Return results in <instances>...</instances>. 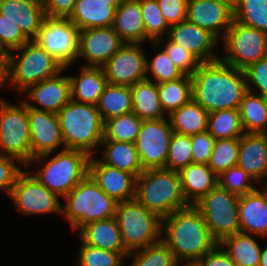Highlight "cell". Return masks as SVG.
I'll list each match as a JSON object with an SVG mask.
<instances>
[{"mask_svg": "<svg viewBox=\"0 0 267 266\" xmlns=\"http://www.w3.org/2000/svg\"><path fill=\"white\" fill-rule=\"evenodd\" d=\"M29 128L31 136L32 160L47 161L51 153L60 146L65 149L59 119L56 113L29 108ZM48 158V159H46ZM46 159V160H45Z\"/></svg>", "mask_w": 267, "mask_h": 266, "instance_id": "cell-16", "label": "cell"}, {"mask_svg": "<svg viewBox=\"0 0 267 266\" xmlns=\"http://www.w3.org/2000/svg\"><path fill=\"white\" fill-rule=\"evenodd\" d=\"M191 78L192 97L208 113L239 109L248 91L244 71L221 59L200 63Z\"/></svg>", "mask_w": 267, "mask_h": 266, "instance_id": "cell-1", "label": "cell"}, {"mask_svg": "<svg viewBox=\"0 0 267 266\" xmlns=\"http://www.w3.org/2000/svg\"><path fill=\"white\" fill-rule=\"evenodd\" d=\"M207 131L217 139L241 137L245 132L239 109H223L208 113Z\"/></svg>", "mask_w": 267, "mask_h": 266, "instance_id": "cell-37", "label": "cell"}, {"mask_svg": "<svg viewBox=\"0 0 267 266\" xmlns=\"http://www.w3.org/2000/svg\"><path fill=\"white\" fill-rule=\"evenodd\" d=\"M96 107L103 122L132 112L131 87L107 83Z\"/></svg>", "mask_w": 267, "mask_h": 266, "instance_id": "cell-33", "label": "cell"}, {"mask_svg": "<svg viewBox=\"0 0 267 266\" xmlns=\"http://www.w3.org/2000/svg\"><path fill=\"white\" fill-rule=\"evenodd\" d=\"M135 199L161 219L189 206L179 171L166 168L144 170L136 178Z\"/></svg>", "mask_w": 267, "mask_h": 266, "instance_id": "cell-3", "label": "cell"}, {"mask_svg": "<svg viewBox=\"0 0 267 266\" xmlns=\"http://www.w3.org/2000/svg\"><path fill=\"white\" fill-rule=\"evenodd\" d=\"M226 5H228L233 10L237 7L239 0H218Z\"/></svg>", "mask_w": 267, "mask_h": 266, "instance_id": "cell-57", "label": "cell"}, {"mask_svg": "<svg viewBox=\"0 0 267 266\" xmlns=\"http://www.w3.org/2000/svg\"><path fill=\"white\" fill-rule=\"evenodd\" d=\"M146 60L141 43H124L103 66L107 82L131 87L145 80Z\"/></svg>", "mask_w": 267, "mask_h": 266, "instance_id": "cell-15", "label": "cell"}, {"mask_svg": "<svg viewBox=\"0 0 267 266\" xmlns=\"http://www.w3.org/2000/svg\"><path fill=\"white\" fill-rule=\"evenodd\" d=\"M133 99L132 111L142 120L165 118L159 95L158 84L150 78L131 86Z\"/></svg>", "mask_w": 267, "mask_h": 266, "instance_id": "cell-32", "label": "cell"}, {"mask_svg": "<svg viewBox=\"0 0 267 266\" xmlns=\"http://www.w3.org/2000/svg\"><path fill=\"white\" fill-rule=\"evenodd\" d=\"M241 124L245 133L267 132V98L247 91L239 106Z\"/></svg>", "mask_w": 267, "mask_h": 266, "instance_id": "cell-34", "label": "cell"}, {"mask_svg": "<svg viewBox=\"0 0 267 266\" xmlns=\"http://www.w3.org/2000/svg\"><path fill=\"white\" fill-rule=\"evenodd\" d=\"M89 174L99 187L117 202L135 198L136 177L133 174L110 167L94 155L89 159Z\"/></svg>", "mask_w": 267, "mask_h": 266, "instance_id": "cell-21", "label": "cell"}, {"mask_svg": "<svg viewBox=\"0 0 267 266\" xmlns=\"http://www.w3.org/2000/svg\"><path fill=\"white\" fill-rule=\"evenodd\" d=\"M129 258L133 259L130 266H179L174 253L160 240L136 252L129 253Z\"/></svg>", "mask_w": 267, "mask_h": 266, "instance_id": "cell-40", "label": "cell"}, {"mask_svg": "<svg viewBox=\"0 0 267 266\" xmlns=\"http://www.w3.org/2000/svg\"><path fill=\"white\" fill-rule=\"evenodd\" d=\"M71 84V99L96 105L100 95L107 85L103 67H81L79 76H69Z\"/></svg>", "mask_w": 267, "mask_h": 266, "instance_id": "cell-29", "label": "cell"}, {"mask_svg": "<svg viewBox=\"0 0 267 266\" xmlns=\"http://www.w3.org/2000/svg\"><path fill=\"white\" fill-rule=\"evenodd\" d=\"M167 117L175 133L192 136L207 131L208 112L193 98Z\"/></svg>", "mask_w": 267, "mask_h": 266, "instance_id": "cell-31", "label": "cell"}, {"mask_svg": "<svg viewBox=\"0 0 267 266\" xmlns=\"http://www.w3.org/2000/svg\"><path fill=\"white\" fill-rule=\"evenodd\" d=\"M8 53L0 46V88L7 82Z\"/></svg>", "mask_w": 267, "mask_h": 266, "instance_id": "cell-55", "label": "cell"}, {"mask_svg": "<svg viewBox=\"0 0 267 266\" xmlns=\"http://www.w3.org/2000/svg\"><path fill=\"white\" fill-rule=\"evenodd\" d=\"M115 217L123 246L128 253L161 240L162 219L156 213L147 210L135 198L118 202Z\"/></svg>", "mask_w": 267, "mask_h": 266, "instance_id": "cell-7", "label": "cell"}, {"mask_svg": "<svg viewBox=\"0 0 267 266\" xmlns=\"http://www.w3.org/2000/svg\"><path fill=\"white\" fill-rule=\"evenodd\" d=\"M240 149V137L215 140L208 166L219 176L223 171L236 166Z\"/></svg>", "mask_w": 267, "mask_h": 266, "instance_id": "cell-39", "label": "cell"}, {"mask_svg": "<svg viewBox=\"0 0 267 266\" xmlns=\"http://www.w3.org/2000/svg\"><path fill=\"white\" fill-rule=\"evenodd\" d=\"M63 199L62 215L67 218L71 229L79 231L83 226L115 217L118 202L108 196L88 173Z\"/></svg>", "mask_w": 267, "mask_h": 266, "instance_id": "cell-5", "label": "cell"}, {"mask_svg": "<svg viewBox=\"0 0 267 266\" xmlns=\"http://www.w3.org/2000/svg\"><path fill=\"white\" fill-rule=\"evenodd\" d=\"M112 27L124 43H142L146 41L140 0H122L116 9Z\"/></svg>", "mask_w": 267, "mask_h": 266, "instance_id": "cell-26", "label": "cell"}, {"mask_svg": "<svg viewBox=\"0 0 267 266\" xmlns=\"http://www.w3.org/2000/svg\"><path fill=\"white\" fill-rule=\"evenodd\" d=\"M237 166L259 184L267 176V138L265 134L244 133L240 137Z\"/></svg>", "mask_w": 267, "mask_h": 266, "instance_id": "cell-24", "label": "cell"}, {"mask_svg": "<svg viewBox=\"0 0 267 266\" xmlns=\"http://www.w3.org/2000/svg\"><path fill=\"white\" fill-rule=\"evenodd\" d=\"M89 159L84 151L64 149L44 162L34 176L48 190L64 198L89 173Z\"/></svg>", "mask_w": 267, "mask_h": 266, "instance_id": "cell-8", "label": "cell"}, {"mask_svg": "<svg viewBox=\"0 0 267 266\" xmlns=\"http://www.w3.org/2000/svg\"><path fill=\"white\" fill-rule=\"evenodd\" d=\"M101 2H111L116 8L121 4L122 0H97Z\"/></svg>", "mask_w": 267, "mask_h": 266, "instance_id": "cell-58", "label": "cell"}, {"mask_svg": "<svg viewBox=\"0 0 267 266\" xmlns=\"http://www.w3.org/2000/svg\"><path fill=\"white\" fill-rule=\"evenodd\" d=\"M161 234L179 263H195L218 244L194 205L162 218Z\"/></svg>", "mask_w": 267, "mask_h": 266, "instance_id": "cell-2", "label": "cell"}, {"mask_svg": "<svg viewBox=\"0 0 267 266\" xmlns=\"http://www.w3.org/2000/svg\"><path fill=\"white\" fill-rule=\"evenodd\" d=\"M252 181L256 184L253 178L237 165L223 171L218 176V185L238 196L256 189L255 186L251 185Z\"/></svg>", "mask_w": 267, "mask_h": 266, "instance_id": "cell-47", "label": "cell"}, {"mask_svg": "<svg viewBox=\"0 0 267 266\" xmlns=\"http://www.w3.org/2000/svg\"><path fill=\"white\" fill-rule=\"evenodd\" d=\"M9 198L20 213L27 215L62 213L59 196L44 185L27 170L16 179Z\"/></svg>", "mask_w": 267, "mask_h": 266, "instance_id": "cell-14", "label": "cell"}, {"mask_svg": "<svg viewBox=\"0 0 267 266\" xmlns=\"http://www.w3.org/2000/svg\"><path fill=\"white\" fill-rule=\"evenodd\" d=\"M246 77L247 90L267 98V55L243 70ZM253 84V85H252ZM253 86H255L253 88Z\"/></svg>", "mask_w": 267, "mask_h": 266, "instance_id": "cell-48", "label": "cell"}, {"mask_svg": "<svg viewBox=\"0 0 267 266\" xmlns=\"http://www.w3.org/2000/svg\"><path fill=\"white\" fill-rule=\"evenodd\" d=\"M0 14L16 23L29 40L37 37L46 17L42 0H0Z\"/></svg>", "mask_w": 267, "mask_h": 266, "instance_id": "cell-22", "label": "cell"}, {"mask_svg": "<svg viewBox=\"0 0 267 266\" xmlns=\"http://www.w3.org/2000/svg\"><path fill=\"white\" fill-rule=\"evenodd\" d=\"M123 44L113 27L80 30L77 58H85V67H103Z\"/></svg>", "mask_w": 267, "mask_h": 266, "instance_id": "cell-17", "label": "cell"}, {"mask_svg": "<svg viewBox=\"0 0 267 266\" xmlns=\"http://www.w3.org/2000/svg\"><path fill=\"white\" fill-rule=\"evenodd\" d=\"M140 10L145 25L146 40L153 43L168 35L170 27L161 13L157 0H140Z\"/></svg>", "mask_w": 267, "mask_h": 266, "instance_id": "cell-42", "label": "cell"}, {"mask_svg": "<svg viewBox=\"0 0 267 266\" xmlns=\"http://www.w3.org/2000/svg\"><path fill=\"white\" fill-rule=\"evenodd\" d=\"M128 254V252H115L93 247L81 241L78 266H123L122 262Z\"/></svg>", "mask_w": 267, "mask_h": 266, "instance_id": "cell-43", "label": "cell"}, {"mask_svg": "<svg viewBox=\"0 0 267 266\" xmlns=\"http://www.w3.org/2000/svg\"><path fill=\"white\" fill-rule=\"evenodd\" d=\"M57 116L65 149L81 150L92 156L93 149L104 138V122L96 105L71 99Z\"/></svg>", "mask_w": 267, "mask_h": 266, "instance_id": "cell-4", "label": "cell"}, {"mask_svg": "<svg viewBox=\"0 0 267 266\" xmlns=\"http://www.w3.org/2000/svg\"><path fill=\"white\" fill-rule=\"evenodd\" d=\"M116 9L111 2L77 0L68 19L80 30L112 27Z\"/></svg>", "mask_w": 267, "mask_h": 266, "instance_id": "cell-27", "label": "cell"}, {"mask_svg": "<svg viewBox=\"0 0 267 266\" xmlns=\"http://www.w3.org/2000/svg\"><path fill=\"white\" fill-rule=\"evenodd\" d=\"M194 206L200 211L218 243L240 232L238 195L217 185Z\"/></svg>", "mask_w": 267, "mask_h": 266, "instance_id": "cell-10", "label": "cell"}, {"mask_svg": "<svg viewBox=\"0 0 267 266\" xmlns=\"http://www.w3.org/2000/svg\"><path fill=\"white\" fill-rule=\"evenodd\" d=\"M28 41L29 39L16 23L8 19H1L0 14V46L7 53L21 47Z\"/></svg>", "mask_w": 267, "mask_h": 266, "instance_id": "cell-49", "label": "cell"}, {"mask_svg": "<svg viewBox=\"0 0 267 266\" xmlns=\"http://www.w3.org/2000/svg\"><path fill=\"white\" fill-rule=\"evenodd\" d=\"M85 244L115 252H127L123 246L116 217L101 219L83 226L78 231Z\"/></svg>", "mask_w": 267, "mask_h": 266, "instance_id": "cell-28", "label": "cell"}, {"mask_svg": "<svg viewBox=\"0 0 267 266\" xmlns=\"http://www.w3.org/2000/svg\"><path fill=\"white\" fill-rule=\"evenodd\" d=\"M234 21L267 32V0H239Z\"/></svg>", "mask_w": 267, "mask_h": 266, "instance_id": "cell-41", "label": "cell"}, {"mask_svg": "<svg viewBox=\"0 0 267 266\" xmlns=\"http://www.w3.org/2000/svg\"><path fill=\"white\" fill-rule=\"evenodd\" d=\"M267 182V181H266ZM264 183L265 185H263L262 190L265 192L266 196H267V183Z\"/></svg>", "mask_w": 267, "mask_h": 266, "instance_id": "cell-60", "label": "cell"}, {"mask_svg": "<svg viewBox=\"0 0 267 266\" xmlns=\"http://www.w3.org/2000/svg\"><path fill=\"white\" fill-rule=\"evenodd\" d=\"M146 61V78H149L148 74L151 73L153 82L157 84L177 80L184 75L164 50H160L151 60L147 58Z\"/></svg>", "mask_w": 267, "mask_h": 266, "instance_id": "cell-46", "label": "cell"}, {"mask_svg": "<svg viewBox=\"0 0 267 266\" xmlns=\"http://www.w3.org/2000/svg\"><path fill=\"white\" fill-rule=\"evenodd\" d=\"M165 118L143 120L134 142L143 170L165 168L168 147L173 134Z\"/></svg>", "mask_w": 267, "mask_h": 266, "instance_id": "cell-13", "label": "cell"}, {"mask_svg": "<svg viewBox=\"0 0 267 266\" xmlns=\"http://www.w3.org/2000/svg\"><path fill=\"white\" fill-rule=\"evenodd\" d=\"M215 139L204 131L191 136L193 163L208 164L213 151Z\"/></svg>", "mask_w": 267, "mask_h": 266, "instance_id": "cell-50", "label": "cell"}, {"mask_svg": "<svg viewBox=\"0 0 267 266\" xmlns=\"http://www.w3.org/2000/svg\"><path fill=\"white\" fill-rule=\"evenodd\" d=\"M251 236L239 232L219 242L236 266H259L262 248Z\"/></svg>", "mask_w": 267, "mask_h": 266, "instance_id": "cell-35", "label": "cell"}, {"mask_svg": "<svg viewBox=\"0 0 267 266\" xmlns=\"http://www.w3.org/2000/svg\"><path fill=\"white\" fill-rule=\"evenodd\" d=\"M14 161L18 159L0 153V190L3 189L8 195L12 191L17 177L23 171Z\"/></svg>", "mask_w": 267, "mask_h": 266, "instance_id": "cell-51", "label": "cell"}, {"mask_svg": "<svg viewBox=\"0 0 267 266\" xmlns=\"http://www.w3.org/2000/svg\"><path fill=\"white\" fill-rule=\"evenodd\" d=\"M223 39L227 53L220 59L237 69L244 70L267 55V32L233 21Z\"/></svg>", "mask_w": 267, "mask_h": 266, "instance_id": "cell-11", "label": "cell"}, {"mask_svg": "<svg viewBox=\"0 0 267 266\" xmlns=\"http://www.w3.org/2000/svg\"><path fill=\"white\" fill-rule=\"evenodd\" d=\"M190 163H193L191 136L173 132L168 147L165 168L180 171Z\"/></svg>", "mask_w": 267, "mask_h": 266, "instance_id": "cell-44", "label": "cell"}, {"mask_svg": "<svg viewBox=\"0 0 267 266\" xmlns=\"http://www.w3.org/2000/svg\"><path fill=\"white\" fill-rule=\"evenodd\" d=\"M16 51V53H15ZM8 53L7 84L24 93L30 86L56 76L64 67L34 40Z\"/></svg>", "mask_w": 267, "mask_h": 266, "instance_id": "cell-6", "label": "cell"}, {"mask_svg": "<svg viewBox=\"0 0 267 266\" xmlns=\"http://www.w3.org/2000/svg\"><path fill=\"white\" fill-rule=\"evenodd\" d=\"M80 29L68 18L45 17L34 39L65 69L77 59Z\"/></svg>", "mask_w": 267, "mask_h": 266, "instance_id": "cell-12", "label": "cell"}, {"mask_svg": "<svg viewBox=\"0 0 267 266\" xmlns=\"http://www.w3.org/2000/svg\"><path fill=\"white\" fill-rule=\"evenodd\" d=\"M181 266H199V265L195 262V263H183Z\"/></svg>", "mask_w": 267, "mask_h": 266, "instance_id": "cell-59", "label": "cell"}, {"mask_svg": "<svg viewBox=\"0 0 267 266\" xmlns=\"http://www.w3.org/2000/svg\"><path fill=\"white\" fill-rule=\"evenodd\" d=\"M167 37L193 54L201 63L220 59L212 51L220 40L210 31L187 19L169 28Z\"/></svg>", "mask_w": 267, "mask_h": 266, "instance_id": "cell-18", "label": "cell"}, {"mask_svg": "<svg viewBox=\"0 0 267 266\" xmlns=\"http://www.w3.org/2000/svg\"><path fill=\"white\" fill-rule=\"evenodd\" d=\"M196 263L199 266H236L219 243Z\"/></svg>", "mask_w": 267, "mask_h": 266, "instance_id": "cell-54", "label": "cell"}, {"mask_svg": "<svg viewBox=\"0 0 267 266\" xmlns=\"http://www.w3.org/2000/svg\"><path fill=\"white\" fill-rule=\"evenodd\" d=\"M77 0H42L44 12L51 18H69Z\"/></svg>", "mask_w": 267, "mask_h": 266, "instance_id": "cell-53", "label": "cell"}, {"mask_svg": "<svg viewBox=\"0 0 267 266\" xmlns=\"http://www.w3.org/2000/svg\"><path fill=\"white\" fill-rule=\"evenodd\" d=\"M65 68L56 76L45 79L35 85L30 86L24 93L31 99L32 104L23 100L28 108L40 111L58 113L71 100V84L68 76L61 75ZM28 92V93H27Z\"/></svg>", "mask_w": 267, "mask_h": 266, "instance_id": "cell-19", "label": "cell"}, {"mask_svg": "<svg viewBox=\"0 0 267 266\" xmlns=\"http://www.w3.org/2000/svg\"><path fill=\"white\" fill-rule=\"evenodd\" d=\"M105 146L100 161L110 167L133 174L136 178L144 171L134 143L102 140Z\"/></svg>", "mask_w": 267, "mask_h": 266, "instance_id": "cell-30", "label": "cell"}, {"mask_svg": "<svg viewBox=\"0 0 267 266\" xmlns=\"http://www.w3.org/2000/svg\"><path fill=\"white\" fill-rule=\"evenodd\" d=\"M143 120L133 111L104 122L103 140L134 143Z\"/></svg>", "mask_w": 267, "mask_h": 266, "instance_id": "cell-38", "label": "cell"}, {"mask_svg": "<svg viewBox=\"0 0 267 266\" xmlns=\"http://www.w3.org/2000/svg\"><path fill=\"white\" fill-rule=\"evenodd\" d=\"M186 19L220 40L234 21V10L218 0H188Z\"/></svg>", "mask_w": 267, "mask_h": 266, "instance_id": "cell-20", "label": "cell"}, {"mask_svg": "<svg viewBox=\"0 0 267 266\" xmlns=\"http://www.w3.org/2000/svg\"><path fill=\"white\" fill-rule=\"evenodd\" d=\"M0 99V153L14 157L25 167L32 160L29 108Z\"/></svg>", "mask_w": 267, "mask_h": 266, "instance_id": "cell-9", "label": "cell"}, {"mask_svg": "<svg viewBox=\"0 0 267 266\" xmlns=\"http://www.w3.org/2000/svg\"><path fill=\"white\" fill-rule=\"evenodd\" d=\"M157 2L169 27L186 20L188 0H157Z\"/></svg>", "mask_w": 267, "mask_h": 266, "instance_id": "cell-52", "label": "cell"}, {"mask_svg": "<svg viewBox=\"0 0 267 266\" xmlns=\"http://www.w3.org/2000/svg\"><path fill=\"white\" fill-rule=\"evenodd\" d=\"M165 39H167V42L165 45L162 43L164 42L163 38H161L157 40L156 42H153V47L155 49H159V48L163 49L168 54L171 61L184 74L192 75L198 69L201 62L188 50L174 43L167 36L165 37Z\"/></svg>", "mask_w": 267, "mask_h": 266, "instance_id": "cell-45", "label": "cell"}, {"mask_svg": "<svg viewBox=\"0 0 267 266\" xmlns=\"http://www.w3.org/2000/svg\"><path fill=\"white\" fill-rule=\"evenodd\" d=\"M186 202L194 205L218 185V176L208 164L190 163L179 171Z\"/></svg>", "mask_w": 267, "mask_h": 266, "instance_id": "cell-25", "label": "cell"}, {"mask_svg": "<svg viewBox=\"0 0 267 266\" xmlns=\"http://www.w3.org/2000/svg\"><path fill=\"white\" fill-rule=\"evenodd\" d=\"M260 190L239 196L240 232L267 238V196Z\"/></svg>", "mask_w": 267, "mask_h": 266, "instance_id": "cell-23", "label": "cell"}, {"mask_svg": "<svg viewBox=\"0 0 267 266\" xmlns=\"http://www.w3.org/2000/svg\"><path fill=\"white\" fill-rule=\"evenodd\" d=\"M259 266H267V246L262 247Z\"/></svg>", "mask_w": 267, "mask_h": 266, "instance_id": "cell-56", "label": "cell"}, {"mask_svg": "<svg viewBox=\"0 0 267 266\" xmlns=\"http://www.w3.org/2000/svg\"><path fill=\"white\" fill-rule=\"evenodd\" d=\"M158 95L164 113L170 115L193 98L191 75L184 74L177 80L159 83Z\"/></svg>", "mask_w": 267, "mask_h": 266, "instance_id": "cell-36", "label": "cell"}]
</instances>
